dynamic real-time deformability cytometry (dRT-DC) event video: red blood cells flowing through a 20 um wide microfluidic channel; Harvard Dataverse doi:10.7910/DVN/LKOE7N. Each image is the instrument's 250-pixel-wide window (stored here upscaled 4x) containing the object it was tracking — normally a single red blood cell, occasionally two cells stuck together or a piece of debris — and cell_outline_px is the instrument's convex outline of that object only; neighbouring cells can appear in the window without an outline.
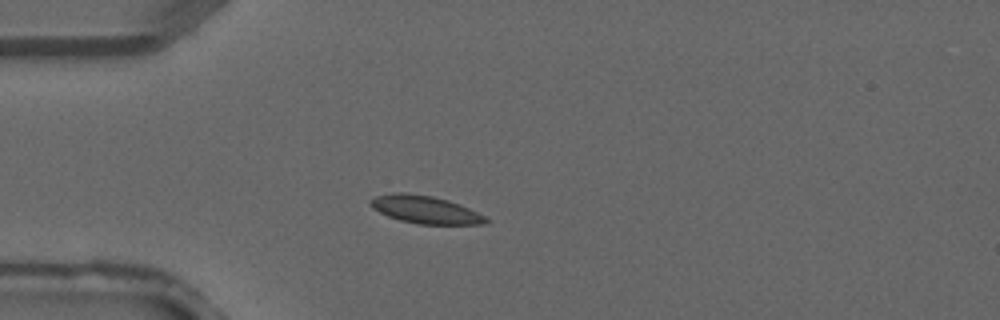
{"species": "common noctule bat (a hibernating species)", "species_latin": "Nyctalus noctula", "temperature_condition": "warm", "stored_images_in_passage": 1, "camera_frame_rate_fps": 3000, "um_per_image_px": 0.085, "animal": {"sex": "male", "forearm_length_mm": 52.5}, "frame": {"image": 1, "passage_image": 1, "time_ms": 0.0, "image_size_px": [1000, 320], "cell_outline_px": [[488, 224], [420, 224], [400, 220], [388, 216], [372, 208], [368, 204], [368, 200], [376, 196], [392, 192], [408, 192], [432, 196], [448, 200], [468, 208], [484, 216], [488, 220]], "centroid_in_image_um": [36.08, 17.8], "position_along_channel_um": 48.9, "area_um2": 18.61}}